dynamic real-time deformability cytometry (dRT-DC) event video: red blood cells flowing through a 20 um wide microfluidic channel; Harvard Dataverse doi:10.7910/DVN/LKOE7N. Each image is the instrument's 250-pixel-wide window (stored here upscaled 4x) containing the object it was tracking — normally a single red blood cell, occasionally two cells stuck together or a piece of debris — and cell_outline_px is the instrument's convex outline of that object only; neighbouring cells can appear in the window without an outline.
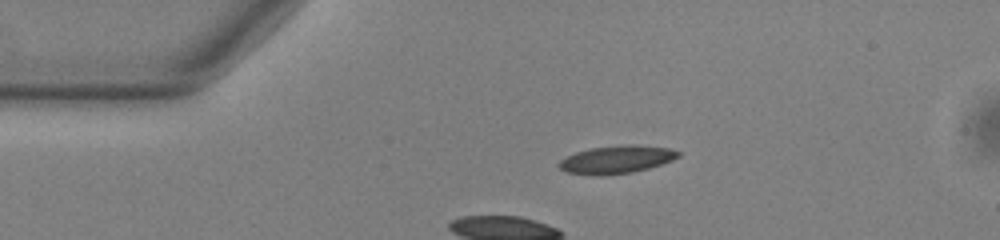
{"species": "common noctule bat (a hibernating species)", "species_latin": "Nyctalus noctula", "temperature_condition": "warm", "stored_images_in_passage": 31, "camera_frame_rate_fps": 3000, "um_per_image_px": 0.085, "animal": {"sex": "male", "body_mass_g": 13.0, "forearm_length_mm": 53.1}, "frame": {"image": 1, "passage_image": 1, "time_ms": 0.0, "image_size_px": [1000, 240], "cell_outline_px": [[680, 156], [672, 160], [648, 168], [632, 172], [596, 176], [568, 172], [560, 168], [556, 164], [560, 160], [576, 152], [588, 148], [668, 148], [680, 152]], "centroid_in_image_um": [52.31, 13.62], "position_along_channel_um": 32.7, "area_um2": 18.03}}
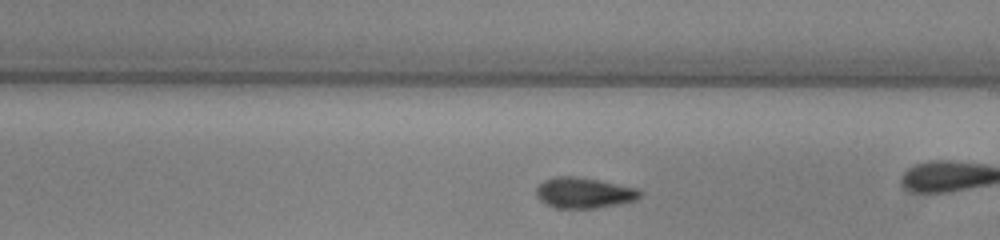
{"frame": {"image": 2, "passage_image": 18, "time_ms": 5.667, "image_size_px": [1000, 240], "cell_outline_px": [[644, 192], [636, 200], [596, 208], [560, 208], [544, 204], [536, 196], [536, 188], [544, 180], [556, 176], [572, 176], [596, 180], [640, 188]], "centroid_in_image_um": [49.64, 16.39], "position_along_channel_um": 239.4, "area_um2": 18.5}, "authors_computed_cell_mechanics": {"area_um2": 18.4382, "velocity_mm_per_s": 3.8523, "shape_relaxation_time_tau1_ms": 8.5917, "shape_relaxation_time_tau2_ms": 3.4373, "deformation_change_tau1": 0.1818, "deformation_change_tau2": 0.1009}}